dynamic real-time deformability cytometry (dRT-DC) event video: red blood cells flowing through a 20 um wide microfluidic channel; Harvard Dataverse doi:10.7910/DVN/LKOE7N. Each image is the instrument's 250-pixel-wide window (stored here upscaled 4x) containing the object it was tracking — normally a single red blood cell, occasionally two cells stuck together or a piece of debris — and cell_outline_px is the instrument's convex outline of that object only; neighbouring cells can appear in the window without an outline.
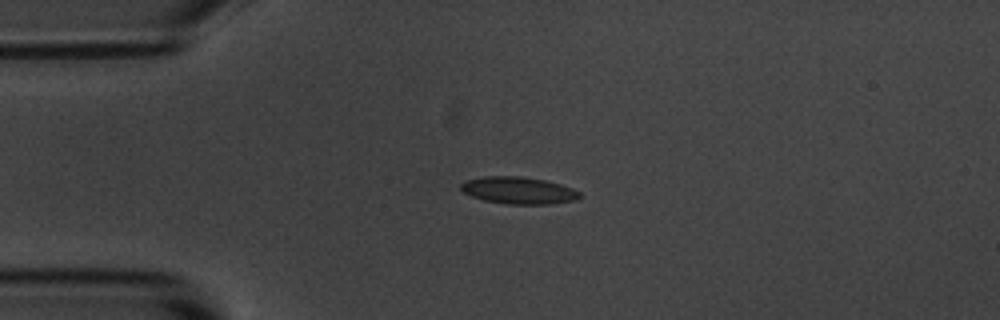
{"species": "common noctule bat (a hibernating species)", "species_latin": "Nyctalus noctula", "temperature_condition": "room temperature", "stored_images_in_passage": 14, "camera_frame_rate_fps": 3000, "um_per_image_px": 0.085, "animal": {"sex": "male", "body_mass_g": 20.1, "forearm_length_mm": 53.5}, "frame": {"image": 1, "passage_image": 6, "time_ms": 1.667, "image_size_px": [1000, 320], "cell_outline_px": [[580, 196], [576, 200], [552, 204], [508, 204], [484, 200], [472, 196], [464, 192], [460, 188], [460, 184], [468, 180], [484, 176], [520, 176], [544, 180], [560, 184], [572, 188], [580, 192]], "centroid_in_image_um": [44.09, 16.19], "position_along_channel_um": 40.9, "area_um2": 18.61}}